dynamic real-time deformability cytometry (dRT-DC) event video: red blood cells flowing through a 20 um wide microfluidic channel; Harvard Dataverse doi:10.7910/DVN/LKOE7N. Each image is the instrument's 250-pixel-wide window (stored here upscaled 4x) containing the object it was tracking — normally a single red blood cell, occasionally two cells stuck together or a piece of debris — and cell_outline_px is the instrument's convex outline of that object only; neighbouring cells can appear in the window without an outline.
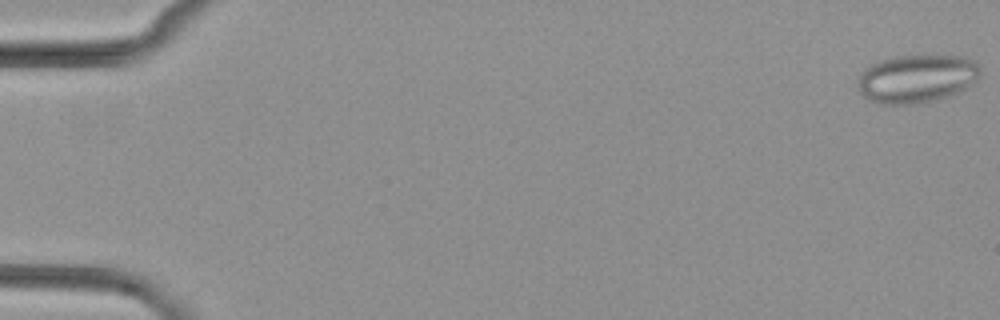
{"species": "common noctule bat (a hibernating species)", "species_latin": "Nyctalus noctula", "temperature_condition": "cold", "stored_images_in_passage": 4, "camera_frame_rate_fps": 3000, "um_per_image_px": 0.085, "animal": {"sex": "female", "body_mass_g": 29.2, "forearm_length_mm": 56.3}, "frame": {"image": 1, "passage_image": 1, "time_ms": 0.0, "image_size_px": [1000, 320], "cell_outline_px": [[980, 76], [972, 84], [960, 92], [952, 96], [936, 100], [912, 104], [880, 104], [868, 100], [856, 88], [856, 80], [860, 72], [872, 64], [880, 60], [892, 56], [964, 56], [976, 60], [980, 64]], "centroid_in_image_um": [77.92, 6.69], "position_along_channel_um": 7.1, "area_um2": 35.08}}